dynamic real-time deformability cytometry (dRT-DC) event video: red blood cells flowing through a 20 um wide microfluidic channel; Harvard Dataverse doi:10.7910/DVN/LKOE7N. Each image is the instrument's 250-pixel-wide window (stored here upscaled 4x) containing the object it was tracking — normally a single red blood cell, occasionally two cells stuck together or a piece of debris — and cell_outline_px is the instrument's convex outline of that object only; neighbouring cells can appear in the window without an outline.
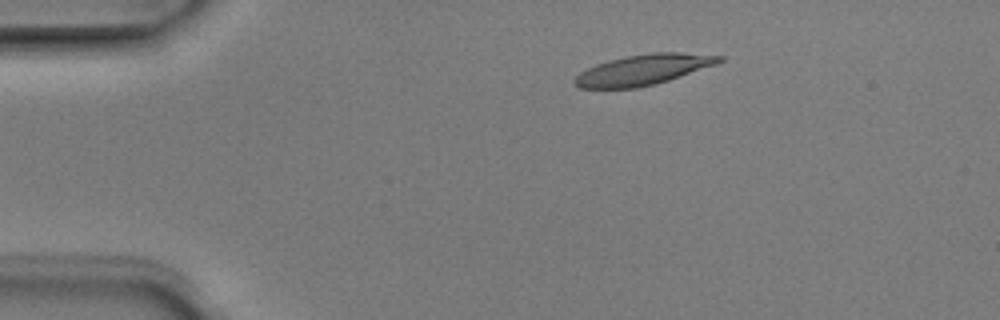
{"species": "Egyptian fruit bat (a non-hibernating species)", "species_latin": "Rousettus aegyptiacus", "temperature_condition": "room temperature", "stored_images_in_passage": 6, "camera_frame_rate_fps": 3000, "um_per_image_px": 0.085, "animal": {"sex": "male"}, "frame": {"image": 1, "passage_image": 3, "time_ms": 0.667, "image_size_px": [1000, 320], "cell_outline_px": [[724, 60], [716, 64], [656, 84], [636, 88], [580, 88], [572, 84], [572, 80], [580, 72], [596, 64], [608, 60], [628, 56], [652, 52], [680, 52], [724, 56]], "centroid_in_image_um": [54.65, 5.93], "position_along_channel_um": 30.3, "area_um2": 25.61}}
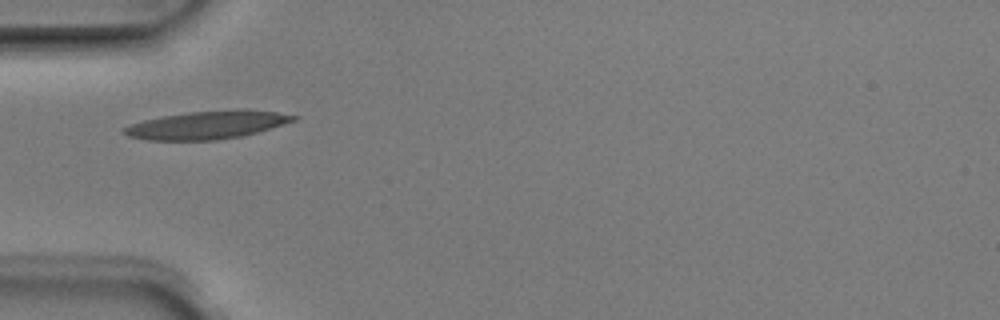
{"frame": {"image": 2, "passage_image": 5, "time_ms": 1.333, "image_size_px": [1000, 320], "cell_outline_px": [[300, 116], [296, 120], [256, 132], [240, 136], [216, 140], [144, 140], [128, 136], [120, 132], [124, 128], [132, 124], [144, 120], [160, 116], [188, 112], [240, 108], [244, 108], [276, 112]], "centroid_in_image_um": [17.59, 10.6], "position_along_channel_um": 67.4, "area_um2": 27.8}}
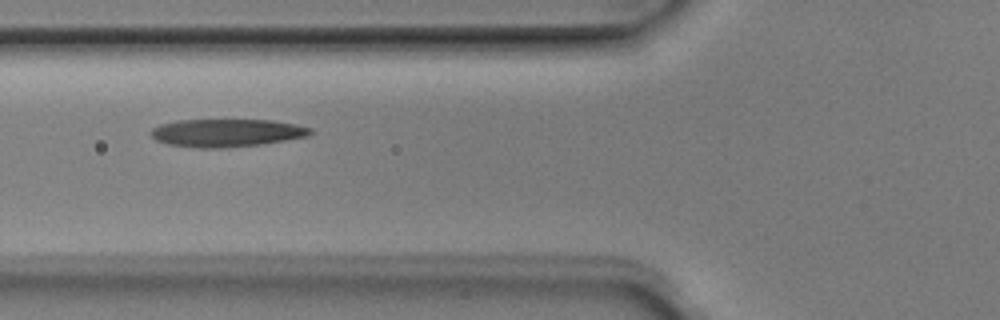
{"frame": {"image": 3, "passage_image": 6, "time_ms": 1.667, "image_size_px": [1000, 320], "cell_outline_px": [[316, 132], [308, 136], [264, 144], [224, 148], [200, 148], [168, 144], [156, 140], [148, 132], [152, 128], [160, 124], [176, 120], [272, 120], [296, 124], [312, 128]], "centroid_in_image_um": [19.29, 11.29], "position_along_channel_um": 106.5, "area_um2": 26.18}}